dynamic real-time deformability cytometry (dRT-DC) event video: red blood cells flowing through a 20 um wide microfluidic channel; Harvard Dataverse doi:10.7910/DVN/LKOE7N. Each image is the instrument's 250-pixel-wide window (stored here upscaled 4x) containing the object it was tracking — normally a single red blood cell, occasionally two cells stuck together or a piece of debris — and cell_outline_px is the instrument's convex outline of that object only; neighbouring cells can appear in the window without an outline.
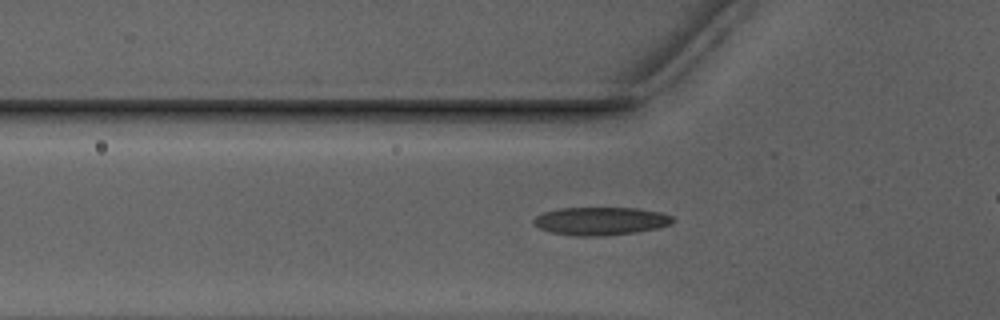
{"species": "Egyptian fruit bat (a non-hibernating species)", "species_latin": "Rousettus aegyptiacus", "temperature_condition": "warm", "stored_images_in_passage": 37, "camera_frame_rate_fps": 3000, "um_per_image_px": 0.085, "animal": {"sex": "male"}, "frame": {"image": 1, "passage_image": 9, "time_ms": 2.667, "image_size_px": [1000, 320], "cell_outline_px": [[672, 224], [656, 228], [636, 232], [604, 236], [576, 236], [548, 232], [540, 228], [532, 220], [536, 216], [544, 212], [560, 208], [636, 208], [660, 212], [672, 216]], "centroid_in_image_um": [51.04, 18.79], "position_along_channel_um": 74.8, "area_um2": 22.66}}
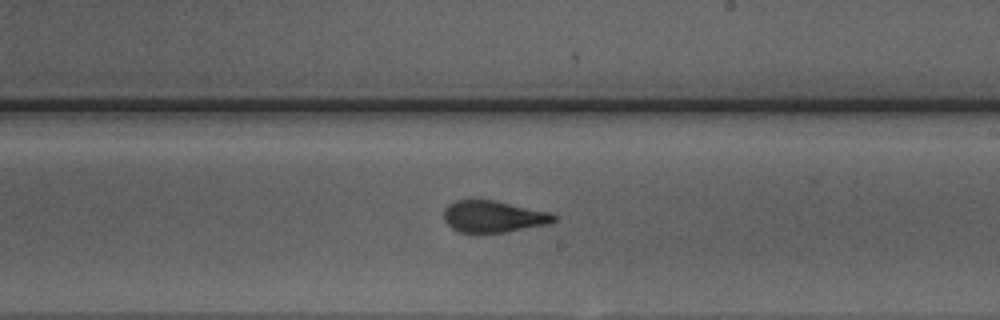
{"frame": {"image": 2, "passage_image": 22, "time_ms": 7.0, "image_size_px": [1000, 320], "cell_outline_px": [[556, 220], [548, 224], [504, 232], [460, 232], [452, 228], [444, 220], [444, 208], [448, 204], [456, 200], [496, 200], [552, 212], [556, 216]], "centroid_in_image_um": [41.95, 18.39], "position_along_channel_um": 247.0, "area_um2": 20.35}}
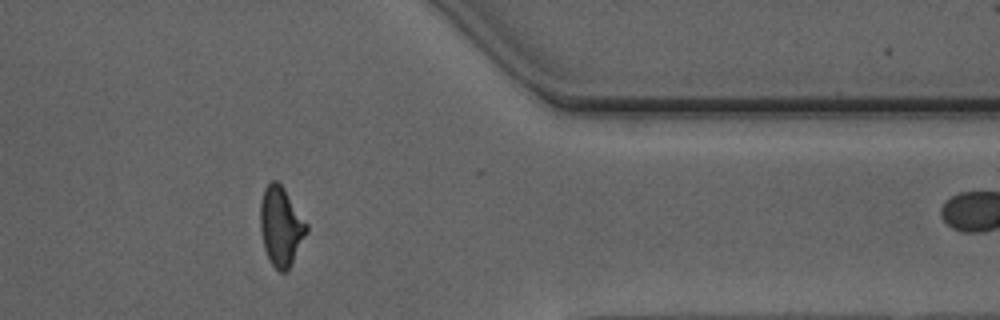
{"frame": {"image": 3, "passage_image": 34, "time_ms": 11.0, "image_size_px": [1000, 320], "cell_outline_px": [[308, 232], [292, 264], [284, 272], [280, 272], [268, 260], [264, 248], [260, 228], [260, 200], [264, 188], [272, 180], [276, 180], [284, 188], [308, 224]], "centroid_in_image_um": [23.88, 19.24], "position_along_channel_um": 387.5, "area_um2": 21.5}, "authors_computed_cell_mechanics": {"area_um2": 21.4438, "velocity_mm_per_s": 3.971, "shape_relaxation_time_tau1_ms": null, "shape_relaxation_time_tau2_ms": 1.3129, "deformation_change_tau1": null, "deformation_change_tau2": 0.0757}}